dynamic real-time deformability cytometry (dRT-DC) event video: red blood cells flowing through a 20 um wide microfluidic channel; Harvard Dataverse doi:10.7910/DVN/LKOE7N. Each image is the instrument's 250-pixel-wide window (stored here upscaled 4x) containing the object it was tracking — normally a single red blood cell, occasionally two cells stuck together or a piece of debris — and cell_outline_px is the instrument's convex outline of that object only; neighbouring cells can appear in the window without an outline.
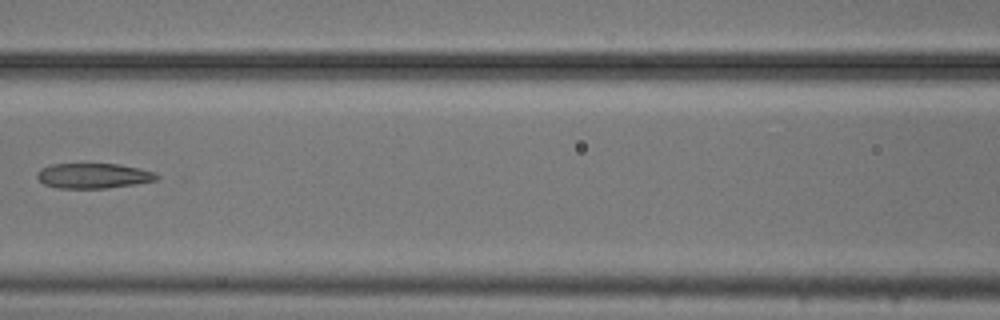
{"species": "common noctule bat (a hibernating species)", "species_latin": "Nyctalus noctula", "temperature_condition": "cold", "stored_images_in_passage": 10, "camera_frame_rate_fps": 3000, "um_per_image_px": 0.085, "animal": {"sex": "male", "body_mass_g": 20.5, "forearm_length_mm": 52.5}, "frame": {"image": 1, "passage_image": 6, "time_ms": 1.667, "image_size_px": [1000, 320], "cell_outline_px": [[164, 176], [156, 180], [108, 188], [56, 188], [44, 184], [36, 176], [36, 172], [40, 168], [52, 164], [120, 164], [140, 168], [156, 172]], "centroid_in_image_um": [7.97, 14.93], "position_along_channel_um": 158.6, "area_um2": 17.69}}
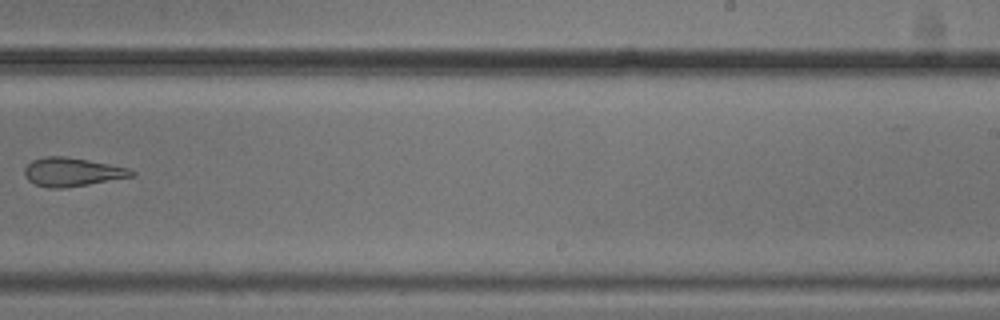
{"frame": {"image": 2, "passage_image": 9, "time_ms": 2.667, "image_size_px": [1000, 320], "cell_outline_px": [[136, 176], [64, 188], [48, 188], [36, 184], [28, 180], [24, 176], [24, 168], [32, 160], [44, 156], [64, 156], [88, 160], [128, 168], [136, 172]], "centroid_in_image_um": [6.12, 14.62], "position_along_channel_um": 282.9, "area_um2": 17.86}}
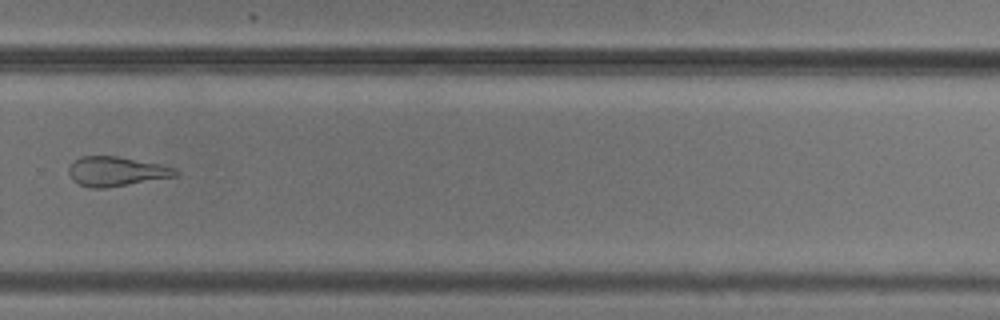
{"frame": {"image": 3, "passage_image": 10, "time_ms": 3.0, "image_size_px": [1000, 320], "cell_outline_px": [[180, 172], [176, 176], [104, 188], [92, 188], [80, 184], [72, 180], [68, 172], [68, 168], [80, 156], [116, 156], [156, 164], [172, 168]], "centroid_in_image_um": [9.82, 14.57], "position_along_channel_um": 320.0, "area_um2": 17.86}}